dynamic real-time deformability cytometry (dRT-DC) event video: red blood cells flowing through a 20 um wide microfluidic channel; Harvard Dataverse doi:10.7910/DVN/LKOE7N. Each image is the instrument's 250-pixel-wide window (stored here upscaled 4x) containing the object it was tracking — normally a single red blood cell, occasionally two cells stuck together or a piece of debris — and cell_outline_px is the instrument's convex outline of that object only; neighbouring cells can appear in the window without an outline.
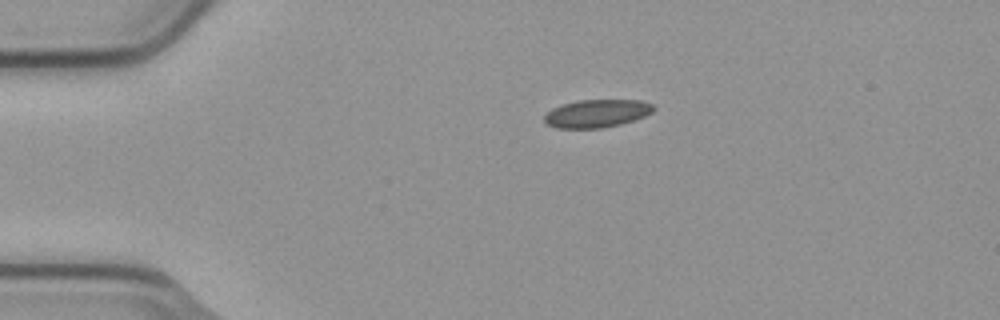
{"species": "common noctule bat (a hibernating species)", "species_latin": "Nyctalus noctula", "temperature_condition": "cold", "stored_images_in_passage": 4, "camera_frame_rate_fps": 3000, "um_per_image_px": 0.085, "animal": {"sex": "male", "body_mass_g": 23.1, "forearm_length_mm": 52.7}, "frame": {"image": 1, "passage_image": 4, "time_ms": 1.0, "image_size_px": [1000, 320], "cell_outline_px": [[656, 108], [652, 112], [644, 116], [620, 124], [600, 128], [556, 128], [548, 124], [544, 120], [544, 116], [552, 108], [576, 100], [640, 100], [652, 104]], "centroid_in_image_um": [50.73, 9.64], "position_along_channel_um": 34.3, "area_um2": 17.63}}